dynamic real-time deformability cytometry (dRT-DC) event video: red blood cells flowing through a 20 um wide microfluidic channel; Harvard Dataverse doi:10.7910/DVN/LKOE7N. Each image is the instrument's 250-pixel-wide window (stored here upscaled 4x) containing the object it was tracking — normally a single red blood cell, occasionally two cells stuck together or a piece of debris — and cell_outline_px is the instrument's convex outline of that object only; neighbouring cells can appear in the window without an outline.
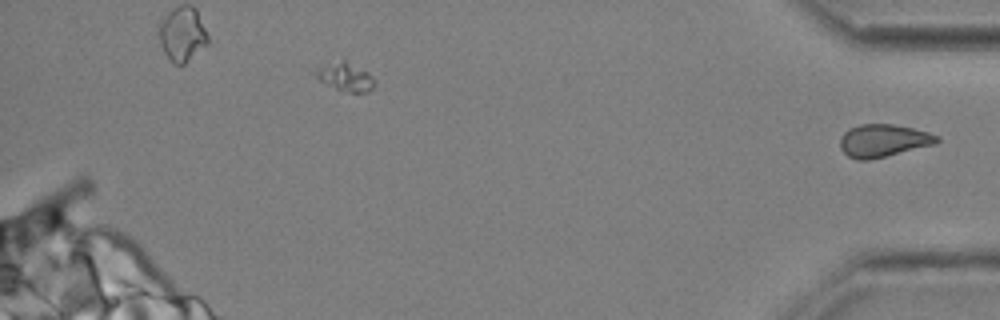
{"species": "common noctule bat (a hibernating species)", "species_latin": "Nyctalus noctula", "temperature_condition": "cold", "stored_images_in_passage": 38, "segment_of_instrument_passage": [2, 2], "camera_frame_rate_fps": 3000, "um_per_image_px": 0.085, "animal": {"sex": "male", "body_mass_g": 20.4}, "frame": {"image": 1, "passage_image": 38, "time_ms": 12.333, "image_size_px": [1000, 320], "cell_outline_px": [[940, 140], [936, 144], [868, 160], [856, 160], [848, 156], [840, 148], [840, 136], [848, 128], [860, 124], [892, 124], [912, 128], [928, 132], [940, 136]], "centroid_in_image_um": [75.07, 11.95], "position_along_channel_um": 360.1, "area_um2": 18.5}}